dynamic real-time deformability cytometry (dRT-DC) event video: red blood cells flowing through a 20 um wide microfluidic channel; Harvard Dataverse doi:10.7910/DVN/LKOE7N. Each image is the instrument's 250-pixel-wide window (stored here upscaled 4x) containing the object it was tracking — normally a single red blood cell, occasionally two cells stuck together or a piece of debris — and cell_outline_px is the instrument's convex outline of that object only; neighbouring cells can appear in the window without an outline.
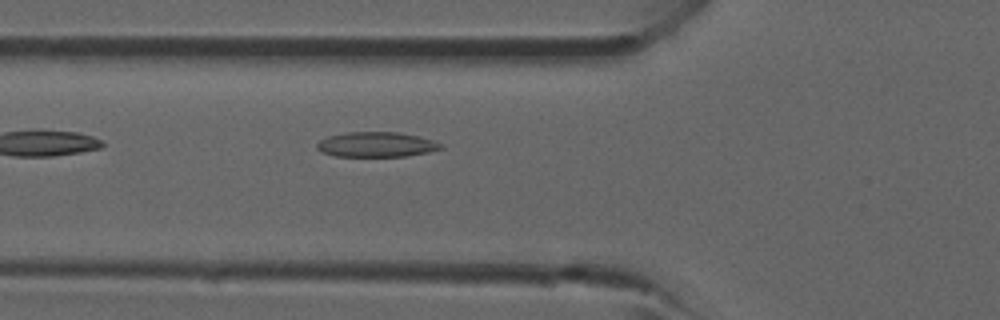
{"species": "common noctule bat (a hibernating species)", "species_latin": "Nyctalus noctula", "temperature_condition": "room temperature", "stored_images_in_passage": 4, "camera_frame_rate_fps": 3000, "um_per_image_px": 0.085, "animal": {"sex": "male", "forearm_length_mm": 52.5}, "frame": {"image": 1, "passage_image": 4, "time_ms": 3.667, "image_size_px": [1000, 320], "cell_outline_px": [[444, 148], [428, 152], [408, 156], [336, 156], [320, 152], [316, 148], [316, 144], [320, 140], [328, 136], [348, 132], [400, 132], [432, 140], [440, 144]], "centroid_in_image_um": [31.95, 12.29], "position_along_channel_um": 93.8, "area_um2": 17.98}}